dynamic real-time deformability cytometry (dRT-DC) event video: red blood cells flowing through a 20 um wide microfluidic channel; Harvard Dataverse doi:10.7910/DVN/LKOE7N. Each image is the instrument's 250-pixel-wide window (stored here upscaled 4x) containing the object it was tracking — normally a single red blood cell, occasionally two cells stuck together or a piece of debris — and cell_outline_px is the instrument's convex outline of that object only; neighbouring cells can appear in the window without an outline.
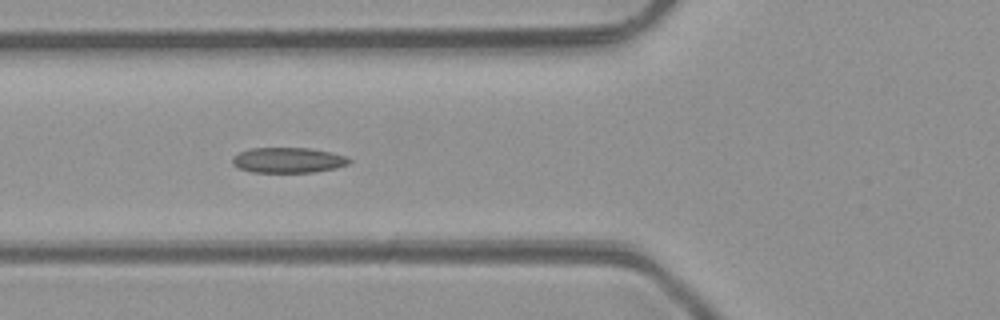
{"species": "common noctule bat (a hibernating species)", "species_latin": "Nyctalus noctula", "temperature_condition": "room temperature", "stored_images_in_passage": 7, "camera_frame_rate_fps": 3000, "um_per_image_px": 0.085, "animal": {"sex": "male", "body_mass_g": 23.1, "forearm_length_mm": 52.7}, "frame": {"image": 1, "passage_image": 5, "time_ms": 5.333, "image_size_px": [1000, 320], "cell_outline_px": [[352, 160], [348, 164], [336, 168], [312, 172], [252, 172], [240, 168], [232, 164], [232, 156], [240, 152], [252, 148], [308, 148], [348, 156]], "centroid_in_image_um": [24.49, 13.61], "position_along_channel_um": 101.3, "area_um2": 17.17}}
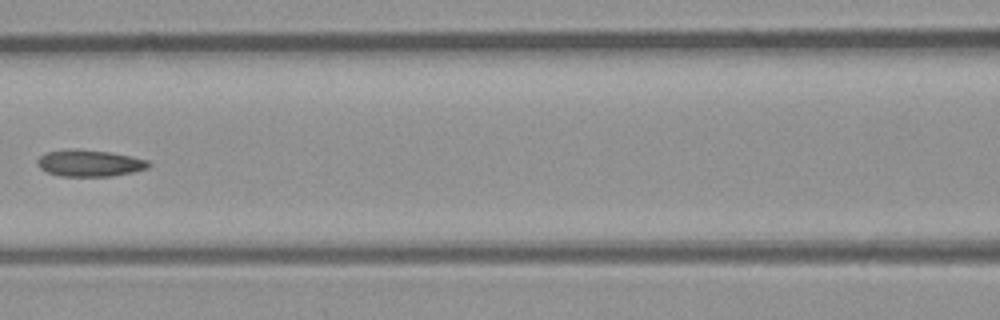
{"frame": {"image": 2, "passage_image": 6, "time_ms": 6.667, "image_size_px": [1000, 320], "cell_outline_px": [[152, 164], [148, 168], [132, 172], [112, 176], [60, 176], [48, 172], [40, 168], [36, 164], [36, 160], [44, 152], [64, 148], [80, 148], [108, 152], [132, 156], [148, 160]], "centroid_in_image_um": [7.58, 13.84], "position_along_channel_um": 159.0, "area_um2": 17.63}}
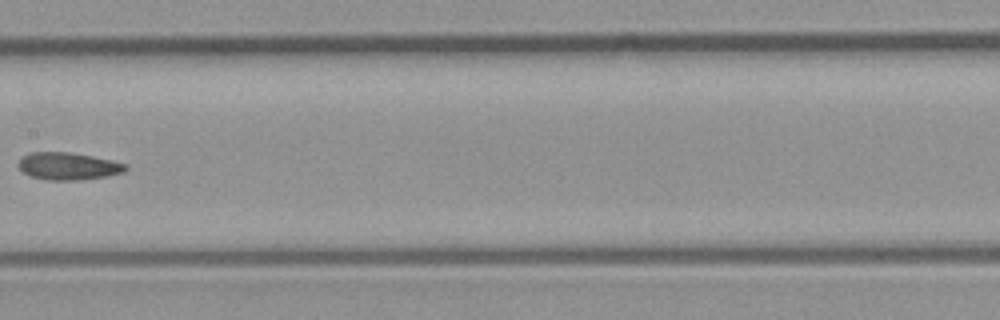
{"frame": {"image": 3, "passage_image": 7, "time_ms": 7.667, "image_size_px": [1000, 320], "cell_outline_px": [[128, 168], [124, 172], [108, 176], [76, 180], [48, 180], [32, 176], [24, 172], [16, 164], [28, 152], [68, 152], [92, 156], [112, 160], [128, 164]], "centroid_in_image_um": [5.83, 14.12], "position_along_channel_um": 201.6, "area_um2": 17.05}}